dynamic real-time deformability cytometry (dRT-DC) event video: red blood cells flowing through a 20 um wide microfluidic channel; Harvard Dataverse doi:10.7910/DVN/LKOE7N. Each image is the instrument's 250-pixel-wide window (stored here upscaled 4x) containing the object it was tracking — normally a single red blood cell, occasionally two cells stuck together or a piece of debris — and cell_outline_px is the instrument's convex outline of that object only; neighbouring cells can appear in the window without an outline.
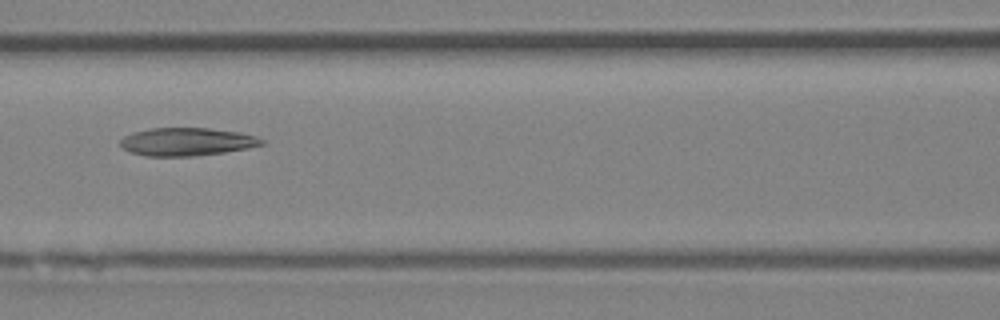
{"species": "Egyptian fruit bat (a non-hibernating species)", "species_latin": "Rousettus aegyptiacus", "temperature_condition": "room temperature", "stored_images_in_passage": 7, "camera_frame_rate_fps": 3000, "um_per_image_px": 0.085, "animal": {"sex": "female"}, "frame": {"image": 1, "passage_image": 7, "time_ms": 6.667, "image_size_px": [1000, 320], "cell_outline_px": [[264, 144], [248, 148], [224, 152], [192, 156], [148, 156], [132, 152], [124, 148], [120, 144], [120, 140], [124, 136], [132, 132], [152, 128], [208, 128], [240, 132], [256, 136], [264, 140]], "centroid_in_image_um": [15.9, 12.04], "position_along_channel_um": 150.7, "area_um2": 22.95}}